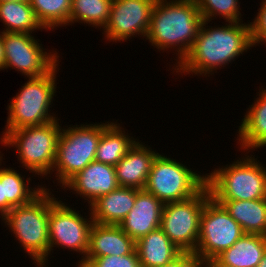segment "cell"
<instances>
[{"instance_id":"obj_1","label":"cell","mask_w":266,"mask_h":267,"mask_svg":"<svg viewBox=\"0 0 266 267\" xmlns=\"http://www.w3.org/2000/svg\"><path fill=\"white\" fill-rule=\"evenodd\" d=\"M248 21L209 26L210 22L203 20L188 55L171 73L207 78L218 73L217 70L229 67L254 47Z\"/></svg>"},{"instance_id":"obj_2","label":"cell","mask_w":266,"mask_h":267,"mask_svg":"<svg viewBox=\"0 0 266 267\" xmlns=\"http://www.w3.org/2000/svg\"><path fill=\"white\" fill-rule=\"evenodd\" d=\"M202 22L195 0H156L145 41L159 52L174 53L173 70L188 55Z\"/></svg>"},{"instance_id":"obj_3","label":"cell","mask_w":266,"mask_h":267,"mask_svg":"<svg viewBox=\"0 0 266 267\" xmlns=\"http://www.w3.org/2000/svg\"><path fill=\"white\" fill-rule=\"evenodd\" d=\"M44 190L31 202L13 207L1 220L13 234L19 248L25 251L36 267H47L49 257V209L59 199L46 184ZM52 190V191H51ZM54 194V195H53Z\"/></svg>"},{"instance_id":"obj_4","label":"cell","mask_w":266,"mask_h":267,"mask_svg":"<svg viewBox=\"0 0 266 267\" xmlns=\"http://www.w3.org/2000/svg\"><path fill=\"white\" fill-rule=\"evenodd\" d=\"M59 120L60 118L41 126H28L1 132V146L14 148L17 161L22 164L21 167L26 169L27 173L29 172L28 176H36L41 178V181H43L42 178L48 181L51 177L62 128Z\"/></svg>"},{"instance_id":"obj_5","label":"cell","mask_w":266,"mask_h":267,"mask_svg":"<svg viewBox=\"0 0 266 267\" xmlns=\"http://www.w3.org/2000/svg\"><path fill=\"white\" fill-rule=\"evenodd\" d=\"M248 154L206 173V186L215 201L266 199V166Z\"/></svg>"},{"instance_id":"obj_6","label":"cell","mask_w":266,"mask_h":267,"mask_svg":"<svg viewBox=\"0 0 266 267\" xmlns=\"http://www.w3.org/2000/svg\"><path fill=\"white\" fill-rule=\"evenodd\" d=\"M60 62L46 75L26 78L20 90L7 105V121L4 131L16 130L28 126H41L58 119L50 108L57 93V74ZM58 71V72H57ZM52 112V113H51Z\"/></svg>"},{"instance_id":"obj_7","label":"cell","mask_w":266,"mask_h":267,"mask_svg":"<svg viewBox=\"0 0 266 267\" xmlns=\"http://www.w3.org/2000/svg\"><path fill=\"white\" fill-rule=\"evenodd\" d=\"M64 126L61 128L56 159L51 172V175H55L51 177H55L53 183L60 189L76 173L95 161L101 138V122Z\"/></svg>"},{"instance_id":"obj_8","label":"cell","mask_w":266,"mask_h":267,"mask_svg":"<svg viewBox=\"0 0 266 267\" xmlns=\"http://www.w3.org/2000/svg\"><path fill=\"white\" fill-rule=\"evenodd\" d=\"M205 173L191 169L186 162L183 164V161L159 153L152 163L144 190L163 204L184 201L206 186Z\"/></svg>"},{"instance_id":"obj_9","label":"cell","mask_w":266,"mask_h":267,"mask_svg":"<svg viewBox=\"0 0 266 267\" xmlns=\"http://www.w3.org/2000/svg\"><path fill=\"white\" fill-rule=\"evenodd\" d=\"M69 203L57 200L49 209V258L56 248L68 249L67 251L75 254L80 260L76 267L85 259L89 247V232L94 223L88 207V217H83L81 211L71 207ZM80 212V213H79ZM55 247V249H54ZM51 256V257H50Z\"/></svg>"},{"instance_id":"obj_10","label":"cell","mask_w":266,"mask_h":267,"mask_svg":"<svg viewBox=\"0 0 266 267\" xmlns=\"http://www.w3.org/2000/svg\"><path fill=\"white\" fill-rule=\"evenodd\" d=\"M210 197L209 189L205 186L190 199L164 204L160 228L182 252H195L200 233V216Z\"/></svg>"},{"instance_id":"obj_11","label":"cell","mask_w":266,"mask_h":267,"mask_svg":"<svg viewBox=\"0 0 266 267\" xmlns=\"http://www.w3.org/2000/svg\"><path fill=\"white\" fill-rule=\"evenodd\" d=\"M33 35L16 32L3 33L4 70L14 69L22 76L24 75L25 79L26 77L35 78L46 75L61 62V55L57 50L45 49L41 40Z\"/></svg>"},{"instance_id":"obj_12","label":"cell","mask_w":266,"mask_h":267,"mask_svg":"<svg viewBox=\"0 0 266 267\" xmlns=\"http://www.w3.org/2000/svg\"><path fill=\"white\" fill-rule=\"evenodd\" d=\"M243 234L241 226L224 206L210 197L200 216V233L194 254L201 261L216 258Z\"/></svg>"},{"instance_id":"obj_13","label":"cell","mask_w":266,"mask_h":267,"mask_svg":"<svg viewBox=\"0 0 266 267\" xmlns=\"http://www.w3.org/2000/svg\"><path fill=\"white\" fill-rule=\"evenodd\" d=\"M156 0H113L107 24L102 29L106 43L146 38Z\"/></svg>"},{"instance_id":"obj_14","label":"cell","mask_w":266,"mask_h":267,"mask_svg":"<svg viewBox=\"0 0 266 267\" xmlns=\"http://www.w3.org/2000/svg\"><path fill=\"white\" fill-rule=\"evenodd\" d=\"M119 187L115 166L92 161L83 170L76 173L61 188L68 189L75 196L84 199L88 207L98 198ZM66 190V191H65Z\"/></svg>"},{"instance_id":"obj_15","label":"cell","mask_w":266,"mask_h":267,"mask_svg":"<svg viewBox=\"0 0 266 267\" xmlns=\"http://www.w3.org/2000/svg\"><path fill=\"white\" fill-rule=\"evenodd\" d=\"M266 86H259L254 103L249 105L239 123L236 147L240 152H253L266 147Z\"/></svg>"},{"instance_id":"obj_16","label":"cell","mask_w":266,"mask_h":267,"mask_svg":"<svg viewBox=\"0 0 266 267\" xmlns=\"http://www.w3.org/2000/svg\"><path fill=\"white\" fill-rule=\"evenodd\" d=\"M163 206L153 194L140 190L133 208L118 226L136 242L160 227Z\"/></svg>"},{"instance_id":"obj_17","label":"cell","mask_w":266,"mask_h":267,"mask_svg":"<svg viewBox=\"0 0 266 267\" xmlns=\"http://www.w3.org/2000/svg\"><path fill=\"white\" fill-rule=\"evenodd\" d=\"M158 154L156 149L138 140L115 165L119 186L144 190L152 163Z\"/></svg>"},{"instance_id":"obj_18","label":"cell","mask_w":266,"mask_h":267,"mask_svg":"<svg viewBox=\"0 0 266 267\" xmlns=\"http://www.w3.org/2000/svg\"><path fill=\"white\" fill-rule=\"evenodd\" d=\"M139 189L118 187L89 206L94 223L119 225L133 208Z\"/></svg>"},{"instance_id":"obj_19","label":"cell","mask_w":266,"mask_h":267,"mask_svg":"<svg viewBox=\"0 0 266 267\" xmlns=\"http://www.w3.org/2000/svg\"><path fill=\"white\" fill-rule=\"evenodd\" d=\"M135 250V241L118 225L93 223L89 232L86 257L127 255Z\"/></svg>"},{"instance_id":"obj_20","label":"cell","mask_w":266,"mask_h":267,"mask_svg":"<svg viewBox=\"0 0 266 267\" xmlns=\"http://www.w3.org/2000/svg\"><path fill=\"white\" fill-rule=\"evenodd\" d=\"M112 121L101 122L95 161L115 166L139 139L132 137V133L128 134L129 131L122 127L123 124L120 126L118 120Z\"/></svg>"},{"instance_id":"obj_21","label":"cell","mask_w":266,"mask_h":267,"mask_svg":"<svg viewBox=\"0 0 266 267\" xmlns=\"http://www.w3.org/2000/svg\"><path fill=\"white\" fill-rule=\"evenodd\" d=\"M142 267H157L167 264L182 251L179 250L159 227L135 242Z\"/></svg>"},{"instance_id":"obj_22","label":"cell","mask_w":266,"mask_h":267,"mask_svg":"<svg viewBox=\"0 0 266 267\" xmlns=\"http://www.w3.org/2000/svg\"><path fill=\"white\" fill-rule=\"evenodd\" d=\"M266 252V236L244 233L216 259L230 267H257Z\"/></svg>"},{"instance_id":"obj_23","label":"cell","mask_w":266,"mask_h":267,"mask_svg":"<svg viewBox=\"0 0 266 267\" xmlns=\"http://www.w3.org/2000/svg\"><path fill=\"white\" fill-rule=\"evenodd\" d=\"M244 233L266 236V199L217 201Z\"/></svg>"},{"instance_id":"obj_24","label":"cell","mask_w":266,"mask_h":267,"mask_svg":"<svg viewBox=\"0 0 266 267\" xmlns=\"http://www.w3.org/2000/svg\"><path fill=\"white\" fill-rule=\"evenodd\" d=\"M3 160H5L4 157L0 160V181L3 184V199H6L13 207L28 204L45 189L42 186L43 183L39 185V182L35 187H31L32 178L36 176H27L26 178L25 174L22 175L19 170L8 167V165L6 167Z\"/></svg>"},{"instance_id":"obj_25","label":"cell","mask_w":266,"mask_h":267,"mask_svg":"<svg viewBox=\"0 0 266 267\" xmlns=\"http://www.w3.org/2000/svg\"><path fill=\"white\" fill-rule=\"evenodd\" d=\"M0 22L3 23V33H30L45 30L35 17L29 1L0 2Z\"/></svg>"},{"instance_id":"obj_26","label":"cell","mask_w":266,"mask_h":267,"mask_svg":"<svg viewBox=\"0 0 266 267\" xmlns=\"http://www.w3.org/2000/svg\"><path fill=\"white\" fill-rule=\"evenodd\" d=\"M113 0H71L69 25L75 23L88 24L95 29H103L110 16Z\"/></svg>"},{"instance_id":"obj_27","label":"cell","mask_w":266,"mask_h":267,"mask_svg":"<svg viewBox=\"0 0 266 267\" xmlns=\"http://www.w3.org/2000/svg\"><path fill=\"white\" fill-rule=\"evenodd\" d=\"M38 22L46 31L69 26L71 0H29Z\"/></svg>"},{"instance_id":"obj_28","label":"cell","mask_w":266,"mask_h":267,"mask_svg":"<svg viewBox=\"0 0 266 267\" xmlns=\"http://www.w3.org/2000/svg\"><path fill=\"white\" fill-rule=\"evenodd\" d=\"M203 20L212 22L223 19L226 22H244L239 0H195Z\"/></svg>"},{"instance_id":"obj_29","label":"cell","mask_w":266,"mask_h":267,"mask_svg":"<svg viewBox=\"0 0 266 267\" xmlns=\"http://www.w3.org/2000/svg\"><path fill=\"white\" fill-rule=\"evenodd\" d=\"M77 267H142L136 249L127 255L85 257Z\"/></svg>"},{"instance_id":"obj_30","label":"cell","mask_w":266,"mask_h":267,"mask_svg":"<svg viewBox=\"0 0 266 267\" xmlns=\"http://www.w3.org/2000/svg\"><path fill=\"white\" fill-rule=\"evenodd\" d=\"M260 8L250 22L251 39L254 47L266 44V0H260Z\"/></svg>"},{"instance_id":"obj_31","label":"cell","mask_w":266,"mask_h":267,"mask_svg":"<svg viewBox=\"0 0 266 267\" xmlns=\"http://www.w3.org/2000/svg\"><path fill=\"white\" fill-rule=\"evenodd\" d=\"M157 267H201V260L191 252H181L167 264Z\"/></svg>"},{"instance_id":"obj_32","label":"cell","mask_w":266,"mask_h":267,"mask_svg":"<svg viewBox=\"0 0 266 267\" xmlns=\"http://www.w3.org/2000/svg\"><path fill=\"white\" fill-rule=\"evenodd\" d=\"M12 208L13 206L6 199H3V184H1L0 181V218H2Z\"/></svg>"},{"instance_id":"obj_33","label":"cell","mask_w":266,"mask_h":267,"mask_svg":"<svg viewBox=\"0 0 266 267\" xmlns=\"http://www.w3.org/2000/svg\"><path fill=\"white\" fill-rule=\"evenodd\" d=\"M201 267H230L220 263L216 258L201 261Z\"/></svg>"},{"instance_id":"obj_34","label":"cell","mask_w":266,"mask_h":267,"mask_svg":"<svg viewBox=\"0 0 266 267\" xmlns=\"http://www.w3.org/2000/svg\"><path fill=\"white\" fill-rule=\"evenodd\" d=\"M5 55L3 44V32L0 30V71L4 70Z\"/></svg>"},{"instance_id":"obj_35","label":"cell","mask_w":266,"mask_h":267,"mask_svg":"<svg viewBox=\"0 0 266 267\" xmlns=\"http://www.w3.org/2000/svg\"><path fill=\"white\" fill-rule=\"evenodd\" d=\"M257 267H266V252L263 254L262 259L257 265Z\"/></svg>"},{"instance_id":"obj_36","label":"cell","mask_w":266,"mask_h":267,"mask_svg":"<svg viewBox=\"0 0 266 267\" xmlns=\"http://www.w3.org/2000/svg\"><path fill=\"white\" fill-rule=\"evenodd\" d=\"M6 1H29V0H0V2H6Z\"/></svg>"},{"instance_id":"obj_37","label":"cell","mask_w":266,"mask_h":267,"mask_svg":"<svg viewBox=\"0 0 266 267\" xmlns=\"http://www.w3.org/2000/svg\"><path fill=\"white\" fill-rule=\"evenodd\" d=\"M3 156H4V153H2V152L0 151V160L3 158Z\"/></svg>"}]
</instances>
